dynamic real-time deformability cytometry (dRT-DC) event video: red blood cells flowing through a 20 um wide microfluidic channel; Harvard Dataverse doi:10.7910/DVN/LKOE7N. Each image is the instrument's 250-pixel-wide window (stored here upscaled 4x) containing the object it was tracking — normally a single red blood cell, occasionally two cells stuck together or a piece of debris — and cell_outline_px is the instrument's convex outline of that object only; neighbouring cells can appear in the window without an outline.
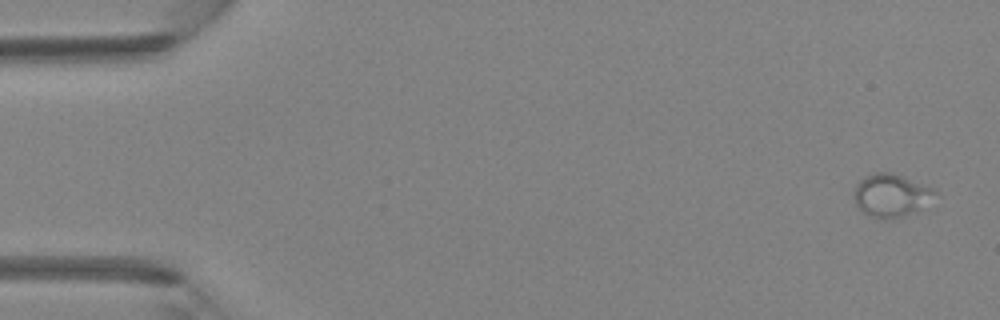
{"species": "Egyptian fruit bat (a non-hibernating species)", "species_latin": "Rousettus aegyptiacus", "temperature_condition": "room temperature", "stored_images_in_passage": 4, "camera_frame_rate_fps": 3000, "um_per_image_px": 0.085, "animal": {"sex": "female"}, "frame": {"image": 1, "passage_image": 1, "time_ms": 0.0, "image_size_px": [1000, 320], "cell_outline_px": [[940, 196], [920, 208], [900, 216], [880, 220], [876, 220], [864, 212], [856, 204], [856, 184], [864, 176], [876, 172], [892, 172], [904, 176], [932, 188]], "centroid_in_image_um": [75.77, 16.59], "position_along_channel_um": 9.2, "area_um2": 20.06}}
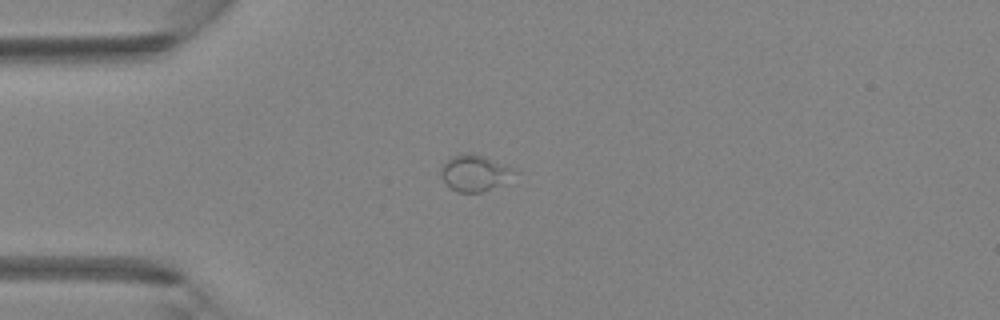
{"frame": {"image": 2, "passage_image": 4, "time_ms": 1.0, "image_size_px": [1000, 320], "cell_outline_px": [[520, 172], [504, 184], [480, 192], [456, 192], [440, 176], [440, 168], [452, 156], [460, 152], [472, 152], [516, 168]], "centroid_in_image_um": [40.41, 14.68], "position_along_channel_um": 44.6, "area_um2": 15.84}}